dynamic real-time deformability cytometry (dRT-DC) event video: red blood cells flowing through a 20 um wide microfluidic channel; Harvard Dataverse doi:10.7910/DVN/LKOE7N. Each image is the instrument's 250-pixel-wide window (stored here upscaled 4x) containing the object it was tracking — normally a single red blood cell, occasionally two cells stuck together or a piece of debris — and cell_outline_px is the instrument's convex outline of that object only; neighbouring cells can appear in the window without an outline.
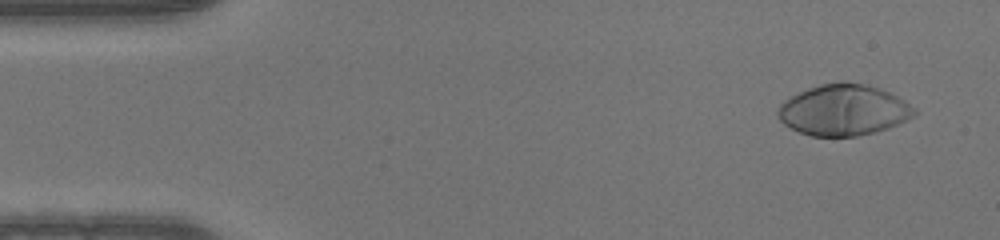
{"species": "human", "species_latin": "Homo sapiens", "temperature_condition": "warm", "stored_images_in_passage": 50, "camera_frame_rate_fps": 3000, "um_per_image_px": 0.085, "donor": {"sex": "male"}, "frame": {"image": 1, "passage_image": 3, "time_ms": 0.667, "image_size_px": [1000, 240], "cell_outline_px": [[916, 112], [912, 116], [888, 128], [856, 136], [812, 136], [800, 132], [784, 124], [780, 120], [776, 112], [780, 104], [784, 100], [808, 88], [820, 84], [844, 80], [868, 84], [888, 92], [904, 100], [916, 108]], "centroid_in_image_um": [71.68, 9.33], "position_along_channel_um": 13.3, "area_um2": 40.4}}
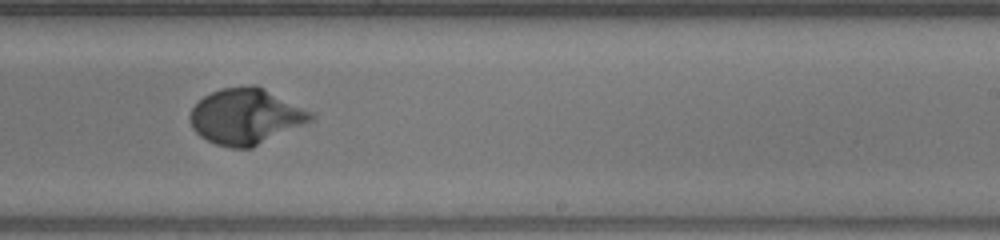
{"frame": {"image": 2, "passage_image": 30, "time_ms": 9.667, "image_size_px": [1000, 240], "cell_outline_px": [[316, 116], [312, 120], [252, 148], [232, 148], [216, 144], [200, 136], [192, 128], [188, 120], [188, 116], [192, 108], [204, 96], [220, 88], [244, 84], [256, 84], [312, 112]], "centroid_in_image_um": [20.86, 9.88], "position_along_channel_um": 268.1, "area_um2": 39.3}}
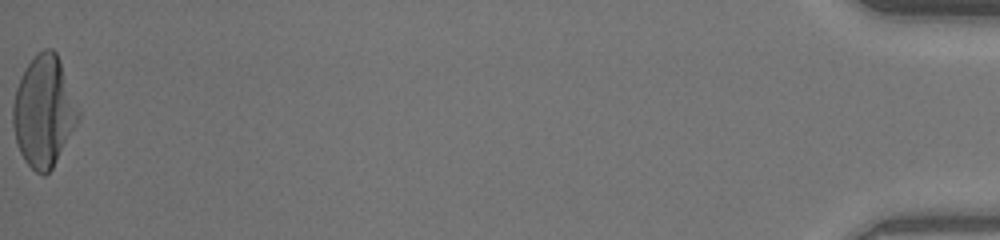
{"frame": {"image": 3, "passage_image": 50, "time_ms": 16.333, "image_size_px": [1000, 240], "cell_outline_px": [[80, 116], [52, 168], [44, 176], [36, 172], [24, 160], [16, 144], [12, 124], [12, 104], [16, 88], [28, 64], [44, 48], [52, 48], [56, 52], [80, 112]], "centroid_in_image_um": [3.69, 9.49], "position_along_channel_um": 431.5, "area_um2": 41.5}}